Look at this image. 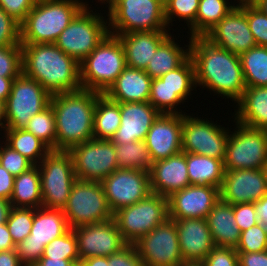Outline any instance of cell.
<instances>
[{"mask_svg": "<svg viewBox=\"0 0 267 266\" xmlns=\"http://www.w3.org/2000/svg\"><path fill=\"white\" fill-rule=\"evenodd\" d=\"M196 87H206L235 103L246 89L239 55L215 46L204 36L189 38Z\"/></svg>", "mask_w": 267, "mask_h": 266, "instance_id": "obj_1", "label": "cell"}, {"mask_svg": "<svg viewBox=\"0 0 267 266\" xmlns=\"http://www.w3.org/2000/svg\"><path fill=\"white\" fill-rule=\"evenodd\" d=\"M22 73L50 94L81 89L80 63L54 43L21 44Z\"/></svg>", "mask_w": 267, "mask_h": 266, "instance_id": "obj_2", "label": "cell"}, {"mask_svg": "<svg viewBox=\"0 0 267 266\" xmlns=\"http://www.w3.org/2000/svg\"><path fill=\"white\" fill-rule=\"evenodd\" d=\"M100 94L81 88L51 95L57 151H69L74 146L94 138L93 116L96 100Z\"/></svg>", "mask_w": 267, "mask_h": 266, "instance_id": "obj_3", "label": "cell"}, {"mask_svg": "<svg viewBox=\"0 0 267 266\" xmlns=\"http://www.w3.org/2000/svg\"><path fill=\"white\" fill-rule=\"evenodd\" d=\"M80 0L36 1L26 19L20 24L21 44L55 43L61 32L84 8Z\"/></svg>", "mask_w": 267, "mask_h": 266, "instance_id": "obj_4", "label": "cell"}, {"mask_svg": "<svg viewBox=\"0 0 267 266\" xmlns=\"http://www.w3.org/2000/svg\"><path fill=\"white\" fill-rule=\"evenodd\" d=\"M126 66L122 43L108 34L80 63L81 87L104 94Z\"/></svg>", "mask_w": 267, "mask_h": 266, "instance_id": "obj_5", "label": "cell"}, {"mask_svg": "<svg viewBox=\"0 0 267 266\" xmlns=\"http://www.w3.org/2000/svg\"><path fill=\"white\" fill-rule=\"evenodd\" d=\"M109 34L168 30L164 0H118L108 10ZM111 30V31H110Z\"/></svg>", "mask_w": 267, "mask_h": 266, "instance_id": "obj_6", "label": "cell"}, {"mask_svg": "<svg viewBox=\"0 0 267 266\" xmlns=\"http://www.w3.org/2000/svg\"><path fill=\"white\" fill-rule=\"evenodd\" d=\"M108 21L98 12L82 9L61 32L56 42L65 54L81 63L109 34Z\"/></svg>", "mask_w": 267, "mask_h": 266, "instance_id": "obj_7", "label": "cell"}, {"mask_svg": "<svg viewBox=\"0 0 267 266\" xmlns=\"http://www.w3.org/2000/svg\"><path fill=\"white\" fill-rule=\"evenodd\" d=\"M168 218L167 197L155 193L113 213L118 230L128 244H134Z\"/></svg>", "mask_w": 267, "mask_h": 266, "instance_id": "obj_8", "label": "cell"}, {"mask_svg": "<svg viewBox=\"0 0 267 266\" xmlns=\"http://www.w3.org/2000/svg\"><path fill=\"white\" fill-rule=\"evenodd\" d=\"M42 206L64 209L77 180L72 156L68 151L51 150L39 163Z\"/></svg>", "mask_w": 267, "mask_h": 266, "instance_id": "obj_9", "label": "cell"}, {"mask_svg": "<svg viewBox=\"0 0 267 266\" xmlns=\"http://www.w3.org/2000/svg\"><path fill=\"white\" fill-rule=\"evenodd\" d=\"M70 228L108 221L113 218L101 182L77 179L63 209Z\"/></svg>", "mask_w": 267, "mask_h": 266, "instance_id": "obj_10", "label": "cell"}, {"mask_svg": "<svg viewBox=\"0 0 267 266\" xmlns=\"http://www.w3.org/2000/svg\"><path fill=\"white\" fill-rule=\"evenodd\" d=\"M50 99L51 95L42 85L21 73L14 79L4 104V129H25L31 117L50 104Z\"/></svg>", "mask_w": 267, "mask_h": 266, "instance_id": "obj_11", "label": "cell"}, {"mask_svg": "<svg viewBox=\"0 0 267 266\" xmlns=\"http://www.w3.org/2000/svg\"><path fill=\"white\" fill-rule=\"evenodd\" d=\"M226 143L225 170L262 169L267 162V130L235 122Z\"/></svg>", "mask_w": 267, "mask_h": 266, "instance_id": "obj_12", "label": "cell"}, {"mask_svg": "<svg viewBox=\"0 0 267 266\" xmlns=\"http://www.w3.org/2000/svg\"><path fill=\"white\" fill-rule=\"evenodd\" d=\"M70 229L63 209L40 207L35 209L30 235L15 245L21 263H37L43 256L45 246Z\"/></svg>", "mask_w": 267, "mask_h": 266, "instance_id": "obj_13", "label": "cell"}, {"mask_svg": "<svg viewBox=\"0 0 267 266\" xmlns=\"http://www.w3.org/2000/svg\"><path fill=\"white\" fill-rule=\"evenodd\" d=\"M68 152L79 180L101 182L118 169L116 150L111 140L93 138L74 146Z\"/></svg>", "mask_w": 267, "mask_h": 266, "instance_id": "obj_14", "label": "cell"}, {"mask_svg": "<svg viewBox=\"0 0 267 266\" xmlns=\"http://www.w3.org/2000/svg\"><path fill=\"white\" fill-rule=\"evenodd\" d=\"M229 131L208 119L184 113L182 152L224 160Z\"/></svg>", "mask_w": 267, "mask_h": 266, "instance_id": "obj_15", "label": "cell"}, {"mask_svg": "<svg viewBox=\"0 0 267 266\" xmlns=\"http://www.w3.org/2000/svg\"><path fill=\"white\" fill-rule=\"evenodd\" d=\"M134 245L145 266H179L183 262L176 224L169 218Z\"/></svg>", "mask_w": 267, "mask_h": 266, "instance_id": "obj_16", "label": "cell"}, {"mask_svg": "<svg viewBox=\"0 0 267 266\" xmlns=\"http://www.w3.org/2000/svg\"><path fill=\"white\" fill-rule=\"evenodd\" d=\"M112 213L146 198L151 192L149 171L118 168L102 181Z\"/></svg>", "mask_w": 267, "mask_h": 266, "instance_id": "obj_17", "label": "cell"}, {"mask_svg": "<svg viewBox=\"0 0 267 266\" xmlns=\"http://www.w3.org/2000/svg\"><path fill=\"white\" fill-rule=\"evenodd\" d=\"M204 37L215 46L237 55H241L256 46L247 16L244 13L243 3L233 7Z\"/></svg>", "mask_w": 267, "mask_h": 266, "instance_id": "obj_18", "label": "cell"}, {"mask_svg": "<svg viewBox=\"0 0 267 266\" xmlns=\"http://www.w3.org/2000/svg\"><path fill=\"white\" fill-rule=\"evenodd\" d=\"M77 237L78 256L85 258L108 257L128 243L123 239L114 219L73 228Z\"/></svg>", "mask_w": 267, "mask_h": 266, "instance_id": "obj_19", "label": "cell"}, {"mask_svg": "<svg viewBox=\"0 0 267 266\" xmlns=\"http://www.w3.org/2000/svg\"><path fill=\"white\" fill-rule=\"evenodd\" d=\"M167 199L169 219H206L220 200V188L211 185H188Z\"/></svg>", "mask_w": 267, "mask_h": 266, "instance_id": "obj_20", "label": "cell"}, {"mask_svg": "<svg viewBox=\"0 0 267 266\" xmlns=\"http://www.w3.org/2000/svg\"><path fill=\"white\" fill-rule=\"evenodd\" d=\"M267 193L266 176L262 169L225 170L220 199L231 205L254 203Z\"/></svg>", "mask_w": 267, "mask_h": 266, "instance_id": "obj_21", "label": "cell"}, {"mask_svg": "<svg viewBox=\"0 0 267 266\" xmlns=\"http://www.w3.org/2000/svg\"><path fill=\"white\" fill-rule=\"evenodd\" d=\"M183 114H160L145 137L153 162L182 152Z\"/></svg>", "mask_w": 267, "mask_h": 266, "instance_id": "obj_22", "label": "cell"}, {"mask_svg": "<svg viewBox=\"0 0 267 266\" xmlns=\"http://www.w3.org/2000/svg\"><path fill=\"white\" fill-rule=\"evenodd\" d=\"M121 124L111 138L114 144L143 141L153 122L161 114L149 102L120 103Z\"/></svg>", "mask_w": 267, "mask_h": 266, "instance_id": "obj_23", "label": "cell"}, {"mask_svg": "<svg viewBox=\"0 0 267 266\" xmlns=\"http://www.w3.org/2000/svg\"><path fill=\"white\" fill-rule=\"evenodd\" d=\"M175 221L183 261H203L215 247L207 220L203 218L171 219Z\"/></svg>", "mask_w": 267, "mask_h": 266, "instance_id": "obj_24", "label": "cell"}, {"mask_svg": "<svg viewBox=\"0 0 267 266\" xmlns=\"http://www.w3.org/2000/svg\"><path fill=\"white\" fill-rule=\"evenodd\" d=\"M149 173L151 192L167 198L190 185L184 152L153 162Z\"/></svg>", "mask_w": 267, "mask_h": 266, "instance_id": "obj_25", "label": "cell"}, {"mask_svg": "<svg viewBox=\"0 0 267 266\" xmlns=\"http://www.w3.org/2000/svg\"><path fill=\"white\" fill-rule=\"evenodd\" d=\"M170 34L167 30H156L117 35L125 51L127 67L145 70L158 46Z\"/></svg>", "mask_w": 267, "mask_h": 266, "instance_id": "obj_26", "label": "cell"}, {"mask_svg": "<svg viewBox=\"0 0 267 266\" xmlns=\"http://www.w3.org/2000/svg\"><path fill=\"white\" fill-rule=\"evenodd\" d=\"M151 82L145 70L126 66L104 94L118 103L148 102Z\"/></svg>", "mask_w": 267, "mask_h": 266, "instance_id": "obj_27", "label": "cell"}, {"mask_svg": "<svg viewBox=\"0 0 267 266\" xmlns=\"http://www.w3.org/2000/svg\"><path fill=\"white\" fill-rule=\"evenodd\" d=\"M234 122L255 129L267 130V86L246 87L236 102Z\"/></svg>", "mask_w": 267, "mask_h": 266, "instance_id": "obj_28", "label": "cell"}, {"mask_svg": "<svg viewBox=\"0 0 267 266\" xmlns=\"http://www.w3.org/2000/svg\"><path fill=\"white\" fill-rule=\"evenodd\" d=\"M206 220L215 246L237 247L241 232L231 204L220 199Z\"/></svg>", "mask_w": 267, "mask_h": 266, "instance_id": "obj_29", "label": "cell"}, {"mask_svg": "<svg viewBox=\"0 0 267 266\" xmlns=\"http://www.w3.org/2000/svg\"><path fill=\"white\" fill-rule=\"evenodd\" d=\"M170 34L157 48L149 61L145 72L152 78H160L162 75L179 67L189 56V45L180 47ZM173 37V38H172Z\"/></svg>", "mask_w": 267, "mask_h": 266, "instance_id": "obj_30", "label": "cell"}, {"mask_svg": "<svg viewBox=\"0 0 267 266\" xmlns=\"http://www.w3.org/2000/svg\"><path fill=\"white\" fill-rule=\"evenodd\" d=\"M224 160L186 153L190 185H211L221 188L225 169Z\"/></svg>", "mask_w": 267, "mask_h": 266, "instance_id": "obj_31", "label": "cell"}, {"mask_svg": "<svg viewBox=\"0 0 267 266\" xmlns=\"http://www.w3.org/2000/svg\"><path fill=\"white\" fill-rule=\"evenodd\" d=\"M12 207H42L41 181L38 165H33L14 179V189L9 200Z\"/></svg>", "mask_w": 267, "mask_h": 266, "instance_id": "obj_32", "label": "cell"}, {"mask_svg": "<svg viewBox=\"0 0 267 266\" xmlns=\"http://www.w3.org/2000/svg\"><path fill=\"white\" fill-rule=\"evenodd\" d=\"M121 124L120 103L100 94L96 100L93 116L95 139L111 140Z\"/></svg>", "mask_w": 267, "mask_h": 266, "instance_id": "obj_33", "label": "cell"}, {"mask_svg": "<svg viewBox=\"0 0 267 266\" xmlns=\"http://www.w3.org/2000/svg\"><path fill=\"white\" fill-rule=\"evenodd\" d=\"M5 143L19 152L33 165H39L51 149L38 137L25 129H3Z\"/></svg>", "mask_w": 267, "mask_h": 266, "instance_id": "obj_34", "label": "cell"}, {"mask_svg": "<svg viewBox=\"0 0 267 266\" xmlns=\"http://www.w3.org/2000/svg\"><path fill=\"white\" fill-rule=\"evenodd\" d=\"M235 6L229 0H200L195 22L189 27L190 37L204 36Z\"/></svg>", "mask_w": 267, "mask_h": 266, "instance_id": "obj_35", "label": "cell"}, {"mask_svg": "<svg viewBox=\"0 0 267 266\" xmlns=\"http://www.w3.org/2000/svg\"><path fill=\"white\" fill-rule=\"evenodd\" d=\"M192 89H172L160 78L152 79L150 96L151 103L161 114H183L176 108L190 96ZM184 101V102H183Z\"/></svg>", "mask_w": 267, "mask_h": 266, "instance_id": "obj_36", "label": "cell"}, {"mask_svg": "<svg viewBox=\"0 0 267 266\" xmlns=\"http://www.w3.org/2000/svg\"><path fill=\"white\" fill-rule=\"evenodd\" d=\"M246 87L267 86V46H254L239 55Z\"/></svg>", "mask_w": 267, "mask_h": 266, "instance_id": "obj_37", "label": "cell"}, {"mask_svg": "<svg viewBox=\"0 0 267 266\" xmlns=\"http://www.w3.org/2000/svg\"><path fill=\"white\" fill-rule=\"evenodd\" d=\"M118 168L150 171L153 161L145 141L114 144Z\"/></svg>", "mask_w": 267, "mask_h": 266, "instance_id": "obj_38", "label": "cell"}, {"mask_svg": "<svg viewBox=\"0 0 267 266\" xmlns=\"http://www.w3.org/2000/svg\"><path fill=\"white\" fill-rule=\"evenodd\" d=\"M25 130L44 142L51 150H56L55 114L51 104L28 121Z\"/></svg>", "mask_w": 267, "mask_h": 266, "instance_id": "obj_39", "label": "cell"}, {"mask_svg": "<svg viewBox=\"0 0 267 266\" xmlns=\"http://www.w3.org/2000/svg\"><path fill=\"white\" fill-rule=\"evenodd\" d=\"M41 258L72 260L79 264L77 237L73 229L48 243Z\"/></svg>", "mask_w": 267, "mask_h": 266, "instance_id": "obj_40", "label": "cell"}, {"mask_svg": "<svg viewBox=\"0 0 267 266\" xmlns=\"http://www.w3.org/2000/svg\"><path fill=\"white\" fill-rule=\"evenodd\" d=\"M35 208L12 207L6 224L14 244H18L31 233Z\"/></svg>", "mask_w": 267, "mask_h": 266, "instance_id": "obj_41", "label": "cell"}, {"mask_svg": "<svg viewBox=\"0 0 267 266\" xmlns=\"http://www.w3.org/2000/svg\"><path fill=\"white\" fill-rule=\"evenodd\" d=\"M199 2L200 0H164V17L168 29L170 30V23L175 17L186 20L190 27L195 22Z\"/></svg>", "mask_w": 267, "mask_h": 266, "instance_id": "obj_42", "label": "cell"}, {"mask_svg": "<svg viewBox=\"0 0 267 266\" xmlns=\"http://www.w3.org/2000/svg\"><path fill=\"white\" fill-rule=\"evenodd\" d=\"M160 79L172 89H196L195 68L191 57L176 69L162 75Z\"/></svg>", "mask_w": 267, "mask_h": 266, "instance_id": "obj_43", "label": "cell"}, {"mask_svg": "<svg viewBox=\"0 0 267 266\" xmlns=\"http://www.w3.org/2000/svg\"><path fill=\"white\" fill-rule=\"evenodd\" d=\"M22 73V47L0 46V76L18 77Z\"/></svg>", "mask_w": 267, "mask_h": 266, "instance_id": "obj_44", "label": "cell"}, {"mask_svg": "<svg viewBox=\"0 0 267 266\" xmlns=\"http://www.w3.org/2000/svg\"><path fill=\"white\" fill-rule=\"evenodd\" d=\"M237 252H263L267 250V234L260 223L241 232Z\"/></svg>", "mask_w": 267, "mask_h": 266, "instance_id": "obj_45", "label": "cell"}, {"mask_svg": "<svg viewBox=\"0 0 267 266\" xmlns=\"http://www.w3.org/2000/svg\"><path fill=\"white\" fill-rule=\"evenodd\" d=\"M249 28L258 46H267V15L255 5L244 4Z\"/></svg>", "mask_w": 267, "mask_h": 266, "instance_id": "obj_46", "label": "cell"}, {"mask_svg": "<svg viewBox=\"0 0 267 266\" xmlns=\"http://www.w3.org/2000/svg\"><path fill=\"white\" fill-rule=\"evenodd\" d=\"M2 144H5L1 146ZM0 164L14 177L19 176L33 164L5 142L0 144Z\"/></svg>", "mask_w": 267, "mask_h": 266, "instance_id": "obj_47", "label": "cell"}, {"mask_svg": "<svg viewBox=\"0 0 267 266\" xmlns=\"http://www.w3.org/2000/svg\"><path fill=\"white\" fill-rule=\"evenodd\" d=\"M21 44L20 23L0 7V46Z\"/></svg>", "mask_w": 267, "mask_h": 266, "instance_id": "obj_48", "label": "cell"}, {"mask_svg": "<svg viewBox=\"0 0 267 266\" xmlns=\"http://www.w3.org/2000/svg\"><path fill=\"white\" fill-rule=\"evenodd\" d=\"M202 262L204 266H239L236 249L224 246H215Z\"/></svg>", "mask_w": 267, "mask_h": 266, "instance_id": "obj_49", "label": "cell"}, {"mask_svg": "<svg viewBox=\"0 0 267 266\" xmlns=\"http://www.w3.org/2000/svg\"><path fill=\"white\" fill-rule=\"evenodd\" d=\"M109 266H145L134 244H127L121 250L108 256Z\"/></svg>", "mask_w": 267, "mask_h": 266, "instance_id": "obj_50", "label": "cell"}, {"mask_svg": "<svg viewBox=\"0 0 267 266\" xmlns=\"http://www.w3.org/2000/svg\"><path fill=\"white\" fill-rule=\"evenodd\" d=\"M35 3V0H0V7L21 24Z\"/></svg>", "mask_w": 267, "mask_h": 266, "instance_id": "obj_51", "label": "cell"}, {"mask_svg": "<svg viewBox=\"0 0 267 266\" xmlns=\"http://www.w3.org/2000/svg\"><path fill=\"white\" fill-rule=\"evenodd\" d=\"M232 207L240 232H243L259 223L253 203H239L232 205Z\"/></svg>", "mask_w": 267, "mask_h": 266, "instance_id": "obj_52", "label": "cell"}, {"mask_svg": "<svg viewBox=\"0 0 267 266\" xmlns=\"http://www.w3.org/2000/svg\"><path fill=\"white\" fill-rule=\"evenodd\" d=\"M239 266H267V250L263 252H237Z\"/></svg>", "mask_w": 267, "mask_h": 266, "instance_id": "obj_53", "label": "cell"}, {"mask_svg": "<svg viewBox=\"0 0 267 266\" xmlns=\"http://www.w3.org/2000/svg\"><path fill=\"white\" fill-rule=\"evenodd\" d=\"M15 177L0 164V198L10 200Z\"/></svg>", "mask_w": 267, "mask_h": 266, "instance_id": "obj_54", "label": "cell"}, {"mask_svg": "<svg viewBox=\"0 0 267 266\" xmlns=\"http://www.w3.org/2000/svg\"><path fill=\"white\" fill-rule=\"evenodd\" d=\"M253 204L258 222L267 234V193Z\"/></svg>", "mask_w": 267, "mask_h": 266, "instance_id": "obj_55", "label": "cell"}, {"mask_svg": "<svg viewBox=\"0 0 267 266\" xmlns=\"http://www.w3.org/2000/svg\"><path fill=\"white\" fill-rule=\"evenodd\" d=\"M0 266H24L15 249L0 251Z\"/></svg>", "mask_w": 267, "mask_h": 266, "instance_id": "obj_56", "label": "cell"}, {"mask_svg": "<svg viewBox=\"0 0 267 266\" xmlns=\"http://www.w3.org/2000/svg\"><path fill=\"white\" fill-rule=\"evenodd\" d=\"M15 249V244L6 223L0 224V251Z\"/></svg>", "mask_w": 267, "mask_h": 266, "instance_id": "obj_57", "label": "cell"}, {"mask_svg": "<svg viewBox=\"0 0 267 266\" xmlns=\"http://www.w3.org/2000/svg\"><path fill=\"white\" fill-rule=\"evenodd\" d=\"M17 77H1L0 76V102L6 103L11 92L14 79Z\"/></svg>", "mask_w": 267, "mask_h": 266, "instance_id": "obj_58", "label": "cell"}, {"mask_svg": "<svg viewBox=\"0 0 267 266\" xmlns=\"http://www.w3.org/2000/svg\"><path fill=\"white\" fill-rule=\"evenodd\" d=\"M40 266H73L75 263L72 260L64 259H51V258H40L37 262Z\"/></svg>", "mask_w": 267, "mask_h": 266, "instance_id": "obj_59", "label": "cell"}, {"mask_svg": "<svg viewBox=\"0 0 267 266\" xmlns=\"http://www.w3.org/2000/svg\"><path fill=\"white\" fill-rule=\"evenodd\" d=\"M80 266H109L108 257L96 256L85 258L79 262Z\"/></svg>", "mask_w": 267, "mask_h": 266, "instance_id": "obj_60", "label": "cell"}, {"mask_svg": "<svg viewBox=\"0 0 267 266\" xmlns=\"http://www.w3.org/2000/svg\"><path fill=\"white\" fill-rule=\"evenodd\" d=\"M11 209H12L11 202L9 200L0 198V224L6 223Z\"/></svg>", "mask_w": 267, "mask_h": 266, "instance_id": "obj_61", "label": "cell"}, {"mask_svg": "<svg viewBox=\"0 0 267 266\" xmlns=\"http://www.w3.org/2000/svg\"><path fill=\"white\" fill-rule=\"evenodd\" d=\"M3 121V122H2ZM0 129L5 128V110H4V103L0 102Z\"/></svg>", "mask_w": 267, "mask_h": 266, "instance_id": "obj_62", "label": "cell"}, {"mask_svg": "<svg viewBox=\"0 0 267 266\" xmlns=\"http://www.w3.org/2000/svg\"><path fill=\"white\" fill-rule=\"evenodd\" d=\"M263 13L267 15V0H260L255 4Z\"/></svg>", "mask_w": 267, "mask_h": 266, "instance_id": "obj_63", "label": "cell"}, {"mask_svg": "<svg viewBox=\"0 0 267 266\" xmlns=\"http://www.w3.org/2000/svg\"><path fill=\"white\" fill-rule=\"evenodd\" d=\"M179 266H204L201 261H183Z\"/></svg>", "mask_w": 267, "mask_h": 266, "instance_id": "obj_64", "label": "cell"}, {"mask_svg": "<svg viewBox=\"0 0 267 266\" xmlns=\"http://www.w3.org/2000/svg\"><path fill=\"white\" fill-rule=\"evenodd\" d=\"M98 2H99V0H98ZM100 2H102V3H106V4H108L107 6H108V10L116 3V0H100Z\"/></svg>", "mask_w": 267, "mask_h": 266, "instance_id": "obj_65", "label": "cell"}, {"mask_svg": "<svg viewBox=\"0 0 267 266\" xmlns=\"http://www.w3.org/2000/svg\"><path fill=\"white\" fill-rule=\"evenodd\" d=\"M260 0H242L240 3L246 4V5H255Z\"/></svg>", "mask_w": 267, "mask_h": 266, "instance_id": "obj_66", "label": "cell"}, {"mask_svg": "<svg viewBox=\"0 0 267 266\" xmlns=\"http://www.w3.org/2000/svg\"><path fill=\"white\" fill-rule=\"evenodd\" d=\"M265 176H266V181H267V162L265 163L264 167H263Z\"/></svg>", "mask_w": 267, "mask_h": 266, "instance_id": "obj_67", "label": "cell"}, {"mask_svg": "<svg viewBox=\"0 0 267 266\" xmlns=\"http://www.w3.org/2000/svg\"><path fill=\"white\" fill-rule=\"evenodd\" d=\"M26 266H40L38 263H32V264H28Z\"/></svg>", "mask_w": 267, "mask_h": 266, "instance_id": "obj_68", "label": "cell"}]
</instances>
